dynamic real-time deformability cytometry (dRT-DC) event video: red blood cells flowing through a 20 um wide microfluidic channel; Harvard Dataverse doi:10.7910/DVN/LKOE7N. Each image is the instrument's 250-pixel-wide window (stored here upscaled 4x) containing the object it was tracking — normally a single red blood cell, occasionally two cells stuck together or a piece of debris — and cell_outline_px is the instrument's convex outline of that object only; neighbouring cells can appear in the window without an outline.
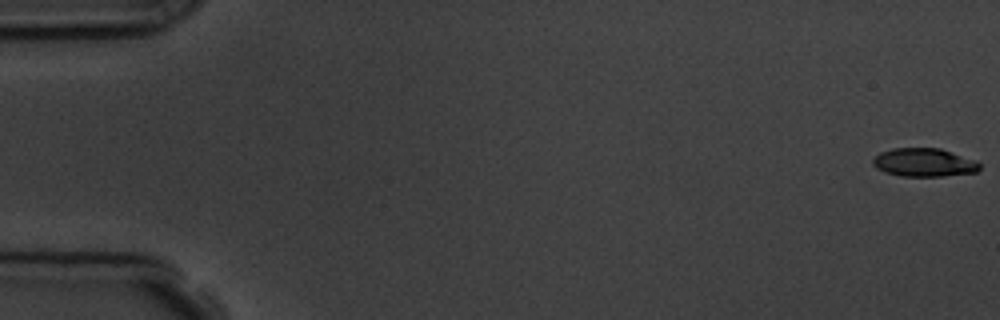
{"species": "common noctule bat (a hibernating species)", "species_latin": "Nyctalus noctula", "temperature_condition": "room temperature", "stored_images_in_passage": 6, "camera_frame_rate_fps": 3000, "um_per_image_px": 0.085, "animal": {"sex": "male", "body_mass_g": 19.5, "forearm_length_mm": 54.6}, "frame": {"image": 1, "passage_image": 1, "time_ms": 0.0, "image_size_px": [1000, 320], "cell_outline_px": [[980, 168], [976, 172], [944, 176], [900, 176], [884, 172], [876, 168], [872, 164], [872, 160], [880, 152], [892, 148], [940, 148], [976, 160], [980, 164]], "centroid_in_image_um": [78.53, 13.81], "position_along_channel_um": 6.5, "area_um2": 17.74}}